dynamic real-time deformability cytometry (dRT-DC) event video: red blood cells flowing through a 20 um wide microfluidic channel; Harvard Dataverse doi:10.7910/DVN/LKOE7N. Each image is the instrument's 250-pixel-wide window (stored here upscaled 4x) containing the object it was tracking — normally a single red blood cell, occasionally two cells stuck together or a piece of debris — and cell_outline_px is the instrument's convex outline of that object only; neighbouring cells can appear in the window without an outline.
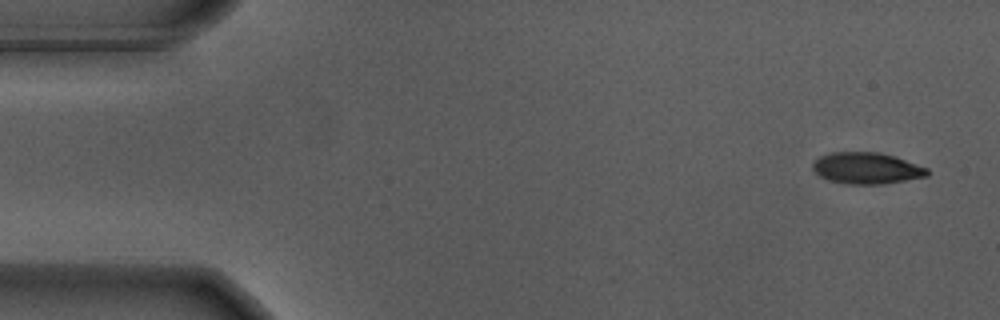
{"species": "Egyptian fruit bat (a non-hibernating species)", "species_latin": "Rousettus aegyptiacus", "temperature_condition": "warm", "stored_images_in_passage": 17, "camera_frame_rate_fps": 3000, "um_per_image_px": 0.085, "animal": {"sex": "male"}, "frame": {"image": 1, "passage_image": 1, "time_ms": 0.0, "image_size_px": [1000, 320], "cell_outline_px": [[928, 176], [880, 184], [844, 184], [828, 180], [820, 176], [812, 168], [812, 164], [820, 156], [832, 152], [880, 152], [928, 168]], "centroid_in_image_um": [73.63, 14.3], "position_along_channel_um": 11.4, "area_um2": 20.75}}
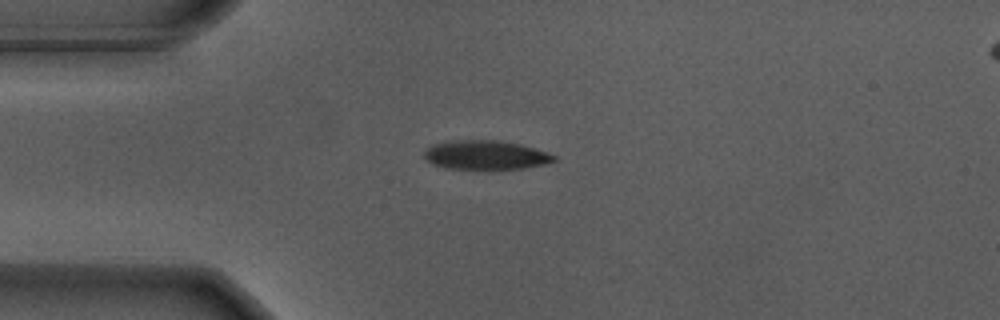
{"frame": {"image": 2, "passage_image": 12, "time_ms": 3.667, "image_size_px": [1000, 320], "cell_outline_px": [[556, 160], [548, 164], [524, 168], [488, 172], [444, 168], [432, 164], [424, 160], [424, 152], [432, 144], [460, 140], [496, 140], [516, 144], [532, 148], [556, 156]], "centroid_in_image_um": [41.24, 13.24], "position_along_channel_um": 43.8, "area_um2": 22.72}}
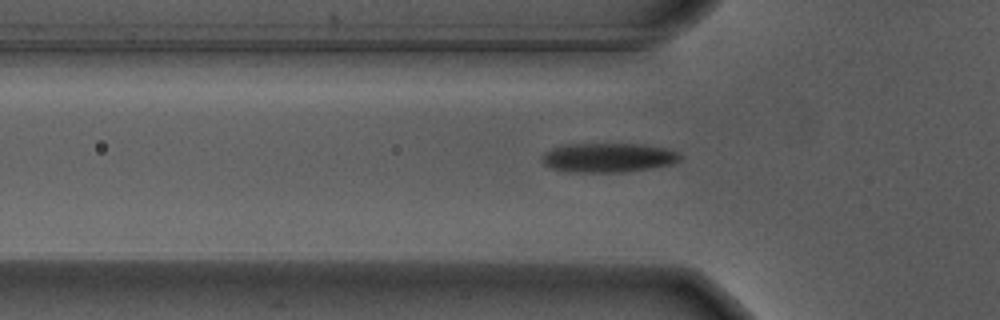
{"frame": {"image": 3, "passage_image": 16, "time_ms": 5.0, "image_size_px": [1000, 320], "cell_outline_px": [[684, 156], [680, 160], [672, 164], [652, 168], [624, 172], [568, 172], [552, 168], [544, 164], [540, 160], [540, 156], [544, 152], [552, 148], [564, 144], [644, 144], [664, 148], [680, 152]], "centroid_in_image_um": [51.7, 13.4], "position_along_channel_um": 74.1, "area_um2": 23.93}}